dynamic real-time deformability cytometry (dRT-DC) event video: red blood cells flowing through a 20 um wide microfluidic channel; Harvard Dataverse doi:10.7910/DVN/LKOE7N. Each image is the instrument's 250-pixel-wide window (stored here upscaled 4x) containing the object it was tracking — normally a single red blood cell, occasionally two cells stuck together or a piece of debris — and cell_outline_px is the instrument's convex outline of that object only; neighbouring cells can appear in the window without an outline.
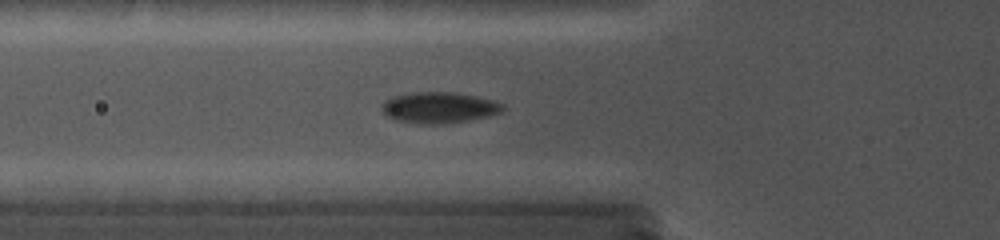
{"species": "common noctule bat (a hibernating species)", "species_latin": "Nyctalus noctula", "temperature_condition": "cold", "stored_images_in_passage": 7, "camera_frame_rate_fps": 5000, "um_per_image_px": 0.085, "animal": {"sex": "female", "body_mass_g": 19.0, "forearm_length_mm": 56.7}, "frame": {"image": 1, "passage_image": 7, "time_ms": 5.4, "image_size_px": [1000, 240], "cell_outline_px": [[504, 108], [500, 112], [488, 116], [452, 124], [420, 124], [396, 120], [388, 116], [380, 108], [384, 100], [396, 96], [412, 92], [456, 92], [476, 96], [492, 100], [504, 104]], "centroid_in_image_um": [37.33, 9.15], "position_along_channel_um": 88.5, "area_um2": 22.02}}